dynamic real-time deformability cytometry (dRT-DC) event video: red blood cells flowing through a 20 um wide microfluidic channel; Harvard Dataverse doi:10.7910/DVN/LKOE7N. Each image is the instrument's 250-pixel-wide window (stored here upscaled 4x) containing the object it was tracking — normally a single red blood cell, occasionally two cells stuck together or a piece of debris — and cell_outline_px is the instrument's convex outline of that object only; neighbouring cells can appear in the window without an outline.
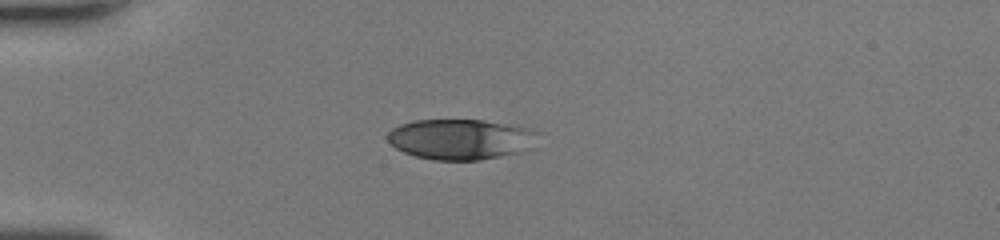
{"species": "human", "species_latin": "Homo sapiens", "temperature_condition": "room temperature", "stored_images_in_passage": 37, "camera_frame_rate_fps": 3000, "um_per_image_px": 0.085, "donor": {"sex": "female"}, "frame": {"image": 1, "passage_image": 1, "time_ms": 0.0, "image_size_px": [1000, 240], "cell_outline_px": [[536, 132], [520, 152], [480, 160], [432, 160], [416, 156], [404, 152], [396, 148], [388, 140], [388, 132], [392, 128], [400, 124], [416, 120], [484, 120], [528, 128]], "centroid_in_image_um": [39.02, 11.83], "position_along_channel_um": 46.0, "area_um2": 34.56}}
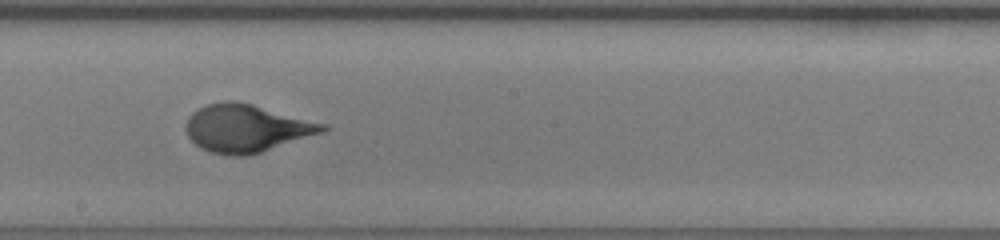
{"frame": {"image": 2, "passage_image": 16, "time_ms": 5.0, "image_size_px": [1000, 240], "cell_outline_px": [[328, 128], [320, 132], [260, 152], [244, 156], [232, 156], [212, 152], [200, 148], [188, 136], [184, 128], [188, 116], [192, 112], [208, 104], [228, 100], [232, 100], [252, 104], [328, 124]], "centroid_in_image_um": [20.9, 10.89], "position_along_channel_um": 227.3, "area_um2": 37.51}}
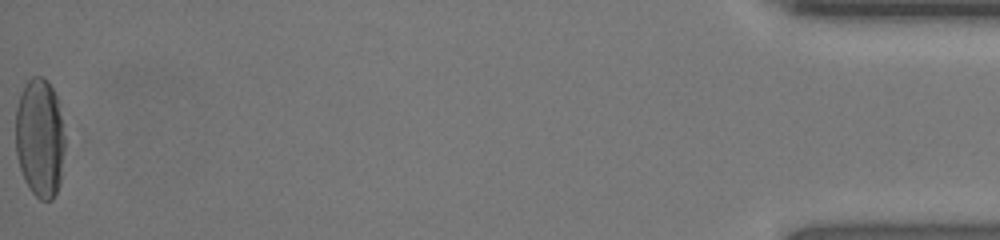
{"frame": {"image": 3, "passage_image": 37, "time_ms": 12.0, "image_size_px": [1000, 240], "cell_outline_px": [[64, 152], [60, 184], [52, 200], [40, 200], [32, 192], [24, 180], [16, 156], [16, 108], [24, 84], [32, 76], [44, 76], [48, 80], [60, 100], [64, 124]], "centroid_in_image_um": [3.41, 11.67], "position_along_channel_um": 431.8, "area_um2": 35.03}, "authors_computed_cell_mechanics": {"area_um2": 36.125, "velocity_mm_per_s": 4.2237, "shape_relaxation_time_tau1_ms": 4.0405, "shape_relaxation_time_tau2_ms": null, "deformation_change_tau1": 0.2234, "deformation_change_tau2": null}}